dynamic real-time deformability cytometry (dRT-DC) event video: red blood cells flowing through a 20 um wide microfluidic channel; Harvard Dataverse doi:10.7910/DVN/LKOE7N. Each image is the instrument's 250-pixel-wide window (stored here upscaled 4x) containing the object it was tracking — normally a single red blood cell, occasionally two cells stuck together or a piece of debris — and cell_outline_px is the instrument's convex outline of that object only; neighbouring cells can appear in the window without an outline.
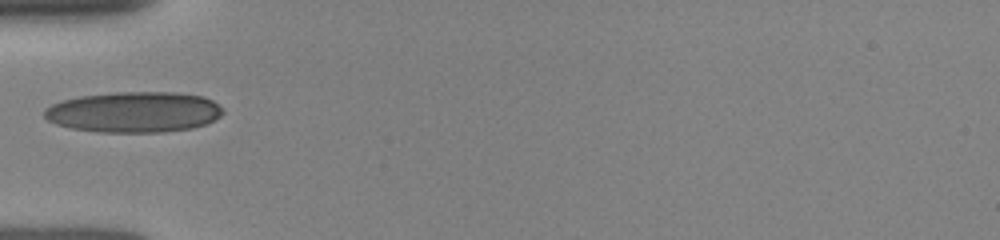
{"species": "human", "species_latin": "Homo sapiens", "temperature_condition": "room temperature", "stored_images_in_passage": 25, "camera_frame_rate_fps": 3000, "um_per_image_px": 0.085, "donor": {"sex": "female"}, "frame": {"image": 1, "passage_image": 1, "time_ms": 0.0, "image_size_px": [1000, 240], "cell_outline_px": [[224, 112], [220, 116], [204, 124], [192, 128], [164, 132], [100, 132], [72, 128], [56, 124], [48, 120], [44, 116], [44, 108], [52, 104], [64, 100], [80, 96], [116, 92], [176, 92], [204, 96], [212, 100], [224, 108]], "centroid_in_image_um": [11.41, 9.52], "position_along_channel_um": 73.6, "area_um2": 42.43}}
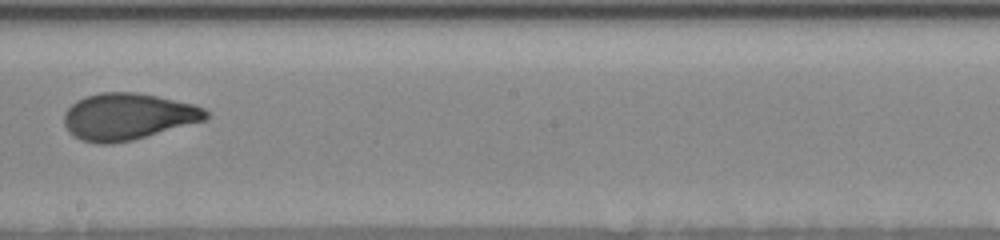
{"frame": {"image": 2, "passage_image": 14, "time_ms": 4.0, "image_size_px": [1000, 240], "cell_outline_px": [[208, 116], [204, 120], [132, 140], [112, 144], [96, 144], [80, 140], [68, 132], [64, 124], [64, 112], [76, 100], [84, 96], [100, 92], [136, 92], [196, 104], [204, 108], [208, 112]], "centroid_in_image_um": [10.82, 9.9], "position_along_channel_um": 237.4, "area_um2": 38.67}}
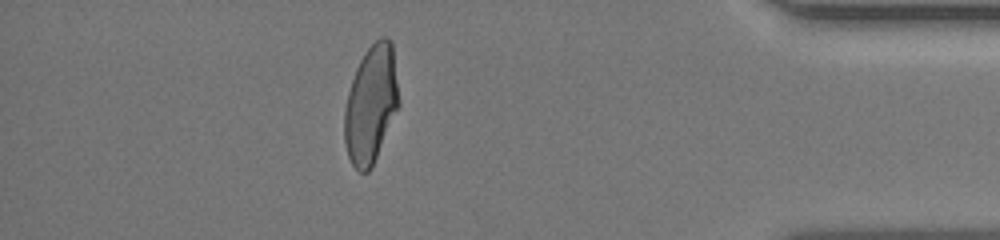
{"frame": {"image": 3, "passage_image": 22, "time_ms": 9.0, "image_size_px": [1000, 240], "cell_outline_px": [[400, 104], [372, 168], [368, 172], [360, 172], [352, 164], [348, 156], [344, 140], [344, 112], [348, 92], [356, 68], [364, 52], [380, 36], [388, 36], [392, 40], [400, 100]], "centroid_in_image_um": [31.55, 8.85], "position_along_channel_um": 403.7, "area_um2": 37.63}}